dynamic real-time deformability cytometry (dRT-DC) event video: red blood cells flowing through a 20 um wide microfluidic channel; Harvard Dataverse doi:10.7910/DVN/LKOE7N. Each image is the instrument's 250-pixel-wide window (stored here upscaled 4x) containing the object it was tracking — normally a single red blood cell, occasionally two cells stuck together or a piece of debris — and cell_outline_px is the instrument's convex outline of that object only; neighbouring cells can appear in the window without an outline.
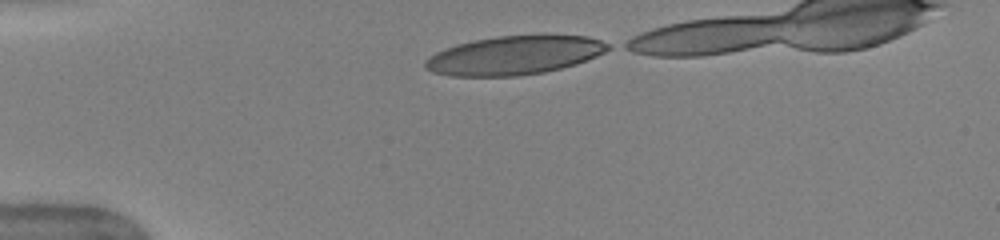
{"species": "human", "species_latin": "Homo sapiens", "temperature_condition": "warm", "stored_images_in_passage": 33, "camera_frame_rate_fps": 3000, "um_per_image_px": 0.085, "donor": {"sex": "female"}, "frame": {"image": 1, "passage_image": 1, "time_ms": 0.0, "image_size_px": [1000, 240], "cell_outline_px": [[612, 48], [596, 56], [576, 64], [544, 72], [516, 76], [448, 76], [432, 72], [424, 68], [424, 60], [428, 56], [444, 48], [456, 44], [472, 40], [496, 36], [540, 32], [544, 32], [588, 36], [612, 44]], "centroid_in_image_um": [43.75, 4.65], "position_along_channel_um": 41.3, "area_um2": 42.71}}
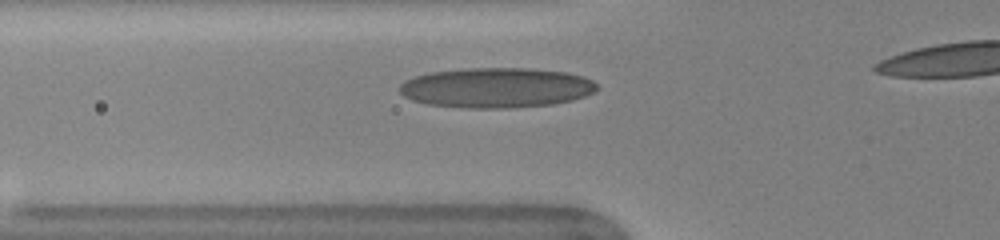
{"frame": {"image": 2, "passage_image": 7, "time_ms": 2.0, "image_size_px": [1000, 240], "cell_outline_px": [[596, 92], [572, 100], [552, 104], [508, 108], [460, 108], [428, 104], [412, 100], [404, 96], [400, 92], [400, 84], [404, 80], [416, 76], [432, 72], [468, 68], [532, 68], [568, 72], [584, 76], [592, 80], [596, 84]], "centroid_in_image_um": [42.2, 7.45], "position_along_channel_um": 83.6, "area_um2": 46.24}}
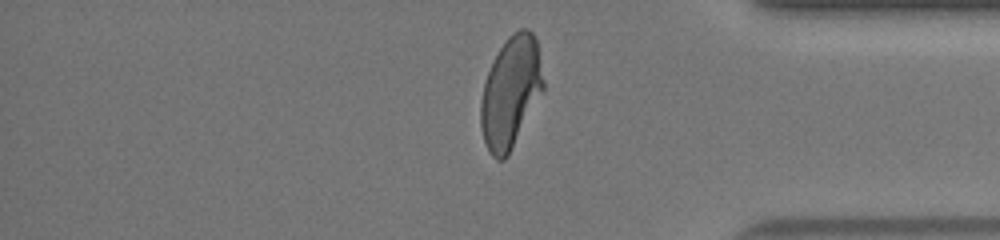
{"frame": {"image": 3, "passage_image": 31, "time_ms": 10.0, "image_size_px": [1000, 240], "cell_outline_px": [[544, 88], [508, 156], [504, 160], [496, 160], [492, 156], [484, 140], [480, 124], [480, 104], [484, 84], [488, 72], [500, 48], [508, 36], [512, 32], [520, 28], [528, 28], [532, 32], [536, 40], [544, 80]], "centroid_in_image_um": [43.41, 7.83], "position_along_channel_um": 391.8, "area_um2": 40.17}}